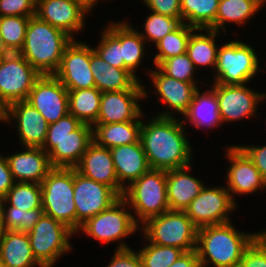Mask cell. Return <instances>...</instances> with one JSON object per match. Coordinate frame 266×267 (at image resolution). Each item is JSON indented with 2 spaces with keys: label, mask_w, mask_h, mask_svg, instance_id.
Returning <instances> with one entry per match:
<instances>
[{
  "label": "cell",
  "mask_w": 266,
  "mask_h": 267,
  "mask_svg": "<svg viewBox=\"0 0 266 267\" xmlns=\"http://www.w3.org/2000/svg\"><path fill=\"white\" fill-rule=\"evenodd\" d=\"M142 116L140 141L150 169L172 170L193 163V149L179 117ZM145 120V122H144Z\"/></svg>",
  "instance_id": "1"
},
{
  "label": "cell",
  "mask_w": 266,
  "mask_h": 267,
  "mask_svg": "<svg viewBox=\"0 0 266 267\" xmlns=\"http://www.w3.org/2000/svg\"><path fill=\"white\" fill-rule=\"evenodd\" d=\"M259 234L237 230L231 221L199 228L196 251L200 267H238Z\"/></svg>",
  "instance_id": "2"
},
{
  "label": "cell",
  "mask_w": 266,
  "mask_h": 267,
  "mask_svg": "<svg viewBox=\"0 0 266 267\" xmlns=\"http://www.w3.org/2000/svg\"><path fill=\"white\" fill-rule=\"evenodd\" d=\"M73 38L64 31L40 20L29 18L25 42L19 53L41 74H54L66 47Z\"/></svg>",
  "instance_id": "3"
},
{
  "label": "cell",
  "mask_w": 266,
  "mask_h": 267,
  "mask_svg": "<svg viewBox=\"0 0 266 267\" xmlns=\"http://www.w3.org/2000/svg\"><path fill=\"white\" fill-rule=\"evenodd\" d=\"M122 197L129 204L139 226L148 219L169 211L167 171L149 169L125 189Z\"/></svg>",
  "instance_id": "4"
},
{
  "label": "cell",
  "mask_w": 266,
  "mask_h": 267,
  "mask_svg": "<svg viewBox=\"0 0 266 267\" xmlns=\"http://www.w3.org/2000/svg\"><path fill=\"white\" fill-rule=\"evenodd\" d=\"M139 230L140 226L134 220L129 204L120 197L109 208L81 224L75 236L82 232L102 244L111 245L116 241L118 244L115 249H126L130 246L124 239L136 235Z\"/></svg>",
  "instance_id": "5"
},
{
  "label": "cell",
  "mask_w": 266,
  "mask_h": 267,
  "mask_svg": "<svg viewBox=\"0 0 266 267\" xmlns=\"http://www.w3.org/2000/svg\"><path fill=\"white\" fill-rule=\"evenodd\" d=\"M223 42L216 59L215 71L212 73L213 83L222 85H243L249 84L258 74L264 71L259 67V55L248 42L237 39H228ZM260 68V69H259ZM214 75V76H213Z\"/></svg>",
  "instance_id": "6"
},
{
  "label": "cell",
  "mask_w": 266,
  "mask_h": 267,
  "mask_svg": "<svg viewBox=\"0 0 266 267\" xmlns=\"http://www.w3.org/2000/svg\"><path fill=\"white\" fill-rule=\"evenodd\" d=\"M198 228L184 211H166L148 219L140 231L150 243L176 247L185 252L196 250Z\"/></svg>",
  "instance_id": "7"
},
{
  "label": "cell",
  "mask_w": 266,
  "mask_h": 267,
  "mask_svg": "<svg viewBox=\"0 0 266 267\" xmlns=\"http://www.w3.org/2000/svg\"><path fill=\"white\" fill-rule=\"evenodd\" d=\"M45 215L65 224L76 234L74 168H53L41 182Z\"/></svg>",
  "instance_id": "8"
},
{
  "label": "cell",
  "mask_w": 266,
  "mask_h": 267,
  "mask_svg": "<svg viewBox=\"0 0 266 267\" xmlns=\"http://www.w3.org/2000/svg\"><path fill=\"white\" fill-rule=\"evenodd\" d=\"M27 234L32 253L43 267H54L63 255L72 251L70 238H73L75 233L48 215L43 214Z\"/></svg>",
  "instance_id": "9"
},
{
  "label": "cell",
  "mask_w": 266,
  "mask_h": 267,
  "mask_svg": "<svg viewBox=\"0 0 266 267\" xmlns=\"http://www.w3.org/2000/svg\"><path fill=\"white\" fill-rule=\"evenodd\" d=\"M147 71L149 79L153 82V87L151 86L150 91L148 92L146 90V85L143 84L145 102L146 98L148 99L149 94L154 95L155 93L156 96L157 93L159 97L156 98H158L159 102L165 104L168 108H164V110H160L161 112H157L154 115L160 117H176V115L179 114L183 116V114L188 110L195 92L199 88H201L198 82H184L169 77L164 74L157 66H154Z\"/></svg>",
  "instance_id": "10"
},
{
  "label": "cell",
  "mask_w": 266,
  "mask_h": 267,
  "mask_svg": "<svg viewBox=\"0 0 266 267\" xmlns=\"http://www.w3.org/2000/svg\"><path fill=\"white\" fill-rule=\"evenodd\" d=\"M41 74L19 53L0 59V101L8 107L27 100Z\"/></svg>",
  "instance_id": "11"
},
{
  "label": "cell",
  "mask_w": 266,
  "mask_h": 267,
  "mask_svg": "<svg viewBox=\"0 0 266 267\" xmlns=\"http://www.w3.org/2000/svg\"><path fill=\"white\" fill-rule=\"evenodd\" d=\"M236 202L225 185L217 187L205 185L184 212L199 229L231 221L230 215L235 209L237 210Z\"/></svg>",
  "instance_id": "12"
},
{
  "label": "cell",
  "mask_w": 266,
  "mask_h": 267,
  "mask_svg": "<svg viewBox=\"0 0 266 267\" xmlns=\"http://www.w3.org/2000/svg\"><path fill=\"white\" fill-rule=\"evenodd\" d=\"M209 87L216 94L223 125L257 117L258 105L265 102L264 93L248 88V84L222 85L211 83Z\"/></svg>",
  "instance_id": "13"
},
{
  "label": "cell",
  "mask_w": 266,
  "mask_h": 267,
  "mask_svg": "<svg viewBox=\"0 0 266 267\" xmlns=\"http://www.w3.org/2000/svg\"><path fill=\"white\" fill-rule=\"evenodd\" d=\"M92 10L85 0H36V16L73 39L84 31L86 16Z\"/></svg>",
  "instance_id": "14"
},
{
  "label": "cell",
  "mask_w": 266,
  "mask_h": 267,
  "mask_svg": "<svg viewBox=\"0 0 266 267\" xmlns=\"http://www.w3.org/2000/svg\"><path fill=\"white\" fill-rule=\"evenodd\" d=\"M73 198L77 233L81 224L109 208L120 196L111 187L85 177L74 168Z\"/></svg>",
  "instance_id": "15"
},
{
  "label": "cell",
  "mask_w": 266,
  "mask_h": 267,
  "mask_svg": "<svg viewBox=\"0 0 266 267\" xmlns=\"http://www.w3.org/2000/svg\"><path fill=\"white\" fill-rule=\"evenodd\" d=\"M226 148V149H225ZM224 148L227 164L225 176L226 189L235 201V195H254L258 191L266 190V180L248 156L236 145ZM230 164V166H229Z\"/></svg>",
  "instance_id": "16"
},
{
  "label": "cell",
  "mask_w": 266,
  "mask_h": 267,
  "mask_svg": "<svg viewBox=\"0 0 266 267\" xmlns=\"http://www.w3.org/2000/svg\"><path fill=\"white\" fill-rule=\"evenodd\" d=\"M88 45L73 39L64 51L58 70L53 74L67 90L95 87Z\"/></svg>",
  "instance_id": "17"
},
{
  "label": "cell",
  "mask_w": 266,
  "mask_h": 267,
  "mask_svg": "<svg viewBox=\"0 0 266 267\" xmlns=\"http://www.w3.org/2000/svg\"><path fill=\"white\" fill-rule=\"evenodd\" d=\"M29 102L48 122L52 124L69 113L68 90L53 75H41L34 83Z\"/></svg>",
  "instance_id": "18"
},
{
  "label": "cell",
  "mask_w": 266,
  "mask_h": 267,
  "mask_svg": "<svg viewBox=\"0 0 266 267\" xmlns=\"http://www.w3.org/2000/svg\"><path fill=\"white\" fill-rule=\"evenodd\" d=\"M144 83L138 81L130 90L103 92L95 124H111L136 120L142 113Z\"/></svg>",
  "instance_id": "19"
},
{
  "label": "cell",
  "mask_w": 266,
  "mask_h": 267,
  "mask_svg": "<svg viewBox=\"0 0 266 267\" xmlns=\"http://www.w3.org/2000/svg\"><path fill=\"white\" fill-rule=\"evenodd\" d=\"M6 123L15 124L12 127L17 131L21 147L42 148L49 124L29 102L25 100L10 104L7 107Z\"/></svg>",
  "instance_id": "20"
},
{
  "label": "cell",
  "mask_w": 266,
  "mask_h": 267,
  "mask_svg": "<svg viewBox=\"0 0 266 267\" xmlns=\"http://www.w3.org/2000/svg\"><path fill=\"white\" fill-rule=\"evenodd\" d=\"M92 141V126L82 123L63 139H45L42 149L53 168H75Z\"/></svg>",
  "instance_id": "21"
},
{
  "label": "cell",
  "mask_w": 266,
  "mask_h": 267,
  "mask_svg": "<svg viewBox=\"0 0 266 267\" xmlns=\"http://www.w3.org/2000/svg\"><path fill=\"white\" fill-rule=\"evenodd\" d=\"M75 169L85 177L111 187L120 197L124 189L118 183L110 149L92 141Z\"/></svg>",
  "instance_id": "22"
},
{
  "label": "cell",
  "mask_w": 266,
  "mask_h": 267,
  "mask_svg": "<svg viewBox=\"0 0 266 267\" xmlns=\"http://www.w3.org/2000/svg\"><path fill=\"white\" fill-rule=\"evenodd\" d=\"M5 157L15 182L41 184L53 169L48 154L40 147L22 146L20 151Z\"/></svg>",
  "instance_id": "23"
},
{
  "label": "cell",
  "mask_w": 266,
  "mask_h": 267,
  "mask_svg": "<svg viewBox=\"0 0 266 267\" xmlns=\"http://www.w3.org/2000/svg\"><path fill=\"white\" fill-rule=\"evenodd\" d=\"M118 183L125 190L150 167L141 141L110 149Z\"/></svg>",
  "instance_id": "24"
},
{
  "label": "cell",
  "mask_w": 266,
  "mask_h": 267,
  "mask_svg": "<svg viewBox=\"0 0 266 267\" xmlns=\"http://www.w3.org/2000/svg\"><path fill=\"white\" fill-rule=\"evenodd\" d=\"M192 164L167 171V200L172 211H185L206 182L190 174Z\"/></svg>",
  "instance_id": "25"
},
{
  "label": "cell",
  "mask_w": 266,
  "mask_h": 267,
  "mask_svg": "<svg viewBox=\"0 0 266 267\" xmlns=\"http://www.w3.org/2000/svg\"><path fill=\"white\" fill-rule=\"evenodd\" d=\"M120 42L124 59V69L137 77V70L144 62L145 52L149 46L141 37L139 30L125 20L106 23L105 26Z\"/></svg>",
  "instance_id": "26"
},
{
  "label": "cell",
  "mask_w": 266,
  "mask_h": 267,
  "mask_svg": "<svg viewBox=\"0 0 266 267\" xmlns=\"http://www.w3.org/2000/svg\"><path fill=\"white\" fill-rule=\"evenodd\" d=\"M200 88L195 92L192 102L188 110L183 114L182 123L187 126V122L191 123L195 129L206 128V130H214L223 125L219 105L215 92L209 87L205 91Z\"/></svg>",
  "instance_id": "27"
},
{
  "label": "cell",
  "mask_w": 266,
  "mask_h": 267,
  "mask_svg": "<svg viewBox=\"0 0 266 267\" xmlns=\"http://www.w3.org/2000/svg\"><path fill=\"white\" fill-rule=\"evenodd\" d=\"M0 267H43L32 253L27 232L5 230L0 239Z\"/></svg>",
  "instance_id": "28"
},
{
  "label": "cell",
  "mask_w": 266,
  "mask_h": 267,
  "mask_svg": "<svg viewBox=\"0 0 266 267\" xmlns=\"http://www.w3.org/2000/svg\"><path fill=\"white\" fill-rule=\"evenodd\" d=\"M91 72L95 80V87L103 92L130 90L138 81L128 70L115 68L105 62L90 46Z\"/></svg>",
  "instance_id": "29"
},
{
  "label": "cell",
  "mask_w": 266,
  "mask_h": 267,
  "mask_svg": "<svg viewBox=\"0 0 266 267\" xmlns=\"http://www.w3.org/2000/svg\"><path fill=\"white\" fill-rule=\"evenodd\" d=\"M144 113L134 121L94 124L92 126L93 141L97 145L108 149L139 142Z\"/></svg>",
  "instance_id": "30"
},
{
  "label": "cell",
  "mask_w": 266,
  "mask_h": 267,
  "mask_svg": "<svg viewBox=\"0 0 266 267\" xmlns=\"http://www.w3.org/2000/svg\"><path fill=\"white\" fill-rule=\"evenodd\" d=\"M218 35L220 32L205 28H196L191 33L186 53L196 70L210 68L214 73L219 49L216 44Z\"/></svg>",
  "instance_id": "31"
},
{
  "label": "cell",
  "mask_w": 266,
  "mask_h": 267,
  "mask_svg": "<svg viewBox=\"0 0 266 267\" xmlns=\"http://www.w3.org/2000/svg\"><path fill=\"white\" fill-rule=\"evenodd\" d=\"M261 9L256 2L250 0H219L215 22L208 29L226 35L231 24L234 23L241 27L247 25L248 21L250 23L253 16H256Z\"/></svg>",
  "instance_id": "32"
},
{
  "label": "cell",
  "mask_w": 266,
  "mask_h": 267,
  "mask_svg": "<svg viewBox=\"0 0 266 267\" xmlns=\"http://www.w3.org/2000/svg\"><path fill=\"white\" fill-rule=\"evenodd\" d=\"M102 92L96 87L68 90L69 114L81 123L93 126L100 110Z\"/></svg>",
  "instance_id": "33"
},
{
  "label": "cell",
  "mask_w": 266,
  "mask_h": 267,
  "mask_svg": "<svg viewBox=\"0 0 266 267\" xmlns=\"http://www.w3.org/2000/svg\"><path fill=\"white\" fill-rule=\"evenodd\" d=\"M182 22L208 29L216 19L219 0H180Z\"/></svg>",
  "instance_id": "34"
},
{
  "label": "cell",
  "mask_w": 266,
  "mask_h": 267,
  "mask_svg": "<svg viewBox=\"0 0 266 267\" xmlns=\"http://www.w3.org/2000/svg\"><path fill=\"white\" fill-rule=\"evenodd\" d=\"M195 29L182 22L175 30L158 41L154 46L157 54L153 58V65L158 66L165 59L186 53L191 33Z\"/></svg>",
  "instance_id": "35"
},
{
  "label": "cell",
  "mask_w": 266,
  "mask_h": 267,
  "mask_svg": "<svg viewBox=\"0 0 266 267\" xmlns=\"http://www.w3.org/2000/svg\"><path fill=\"white\" fill-rule=\"evenodd\" d=\"M10 206L21 210L42 208L41 184L30 182H15L3 198Z\"/></svg>",
  "instance_id": "36"
},
{
  "label": "cell",
  "mask_w": 266,
  "mask_h": 267,
  "mask_svg": "<svg viewBox=\"0 0 266 267\" xmlns=\"http://www.w3.org/2000/svg\"><path fill=\"white\" fill-rule=\"evenodd\" d=\"M3 224L5 230H19L27 232L32 229L44 214L42 208L21 210L10 206L4 199L1 201Z\"/></svg>",
  "instance_id": "37"
},
{
  "label": "cell",
  "mask_w": 266,
  "mask_h": 267,
  "mask_svg": "<svg viewBox=\"0 0 266 267\" xmlns=\"http://www.w3.org/2000/svg\"><path fill=\"white\" fill-rule=\"evenodd\" d=\"M142 238L143 243L148 242L137 251L143 267H169L185 252L180 248L153 244L145 237Z\"/></svg>",
  "instance_id": "38"
},
{
  "label": "cell",
  "mask_w": 266,
  "mask_h": 267,
  "mask_svg": "<svg viewBox=\"0 0 266 267\" xmlns=\"http://www.w3.org/2000/svg\"><path fill=\"white\" fill-rule=\"evenodd\" d=\"M30 17L0 16V34L11 52H19L23 48Z\"/></svg>",
  "instance_id": "39"
},
{
  "label": "cell",
  "mask_w": 266,
  "mask_h": 267,
  "mask_svg": "<svg viewBox=\"0 0 266 267\" xmlns=\"http://www.w3.org/2000/svg\"><path fill=\"white\" fill-rule=\"evenodd\" d=\"M145 18L142 27L143 30H140L139 33L147 44H153H150V46H154L165 35L175 30L181 24L174 17L165 16L153 11Z\"/></svg>",
  "instance_id": "40"
},
{
  "label": "cell",
  "mask_w": 266,
  "mask_h": 267,
  "mask_svg": "<svg viewBox=\"0 0 266 267\" xmlns=\"http://www.w3.org/2000/svg\"><path fill=\"white\" fill-rule=\"evenodd\" d=\"M101 38L93 50L110 66L124 68L121 42L104 26Z\"/></svg>",
  "instance_id": "41"
},
{
  "label": "cell",
  "mask_w": 266,
  "mask_h": 267,
  "mask_svg": "<svg viewBox=\"0 0 266 267\" xmlns=\"http://www.w3.org/2000/svg\"><path fill=\"white\" fill-rule=\"evenodd\" d=\"M164 74L184 82H197V70L187 53L163 60L157 66Z\"/></svg>",
  "instance_id": "42"
},
{
  "label": "cell",
  "mask_w": 266,
  "mask_h": 267,
  "mask_svg": "<svg viewBox=\"0 0 266 267\" xmlns=\"http://www.w3.org/2000/svg\"><path fill=\"white\" fill-rule=\"evenodd\" d=\"M238 267H266V242L260 236L245 250Z\"/></svg>",
  "instance_id": "43"
},
{
  "label": "cell",
  "mask_w": 266,
  "mask_h": 267,
  "mask_svg": "<svg viewBox=\"0 0 266 267\" xmlns=\"http://www.w3.org/2000/svg\"><path fill=\"white\" fill-rule=\"evenodd\" d=\"M36 0H0V16H35Z\"/></svg>",
  "instance_id": "44"
},
{
  "label": "cell",
  "mask_w": 266,
  "mask_h": 267,
  "mask_svg": "<svg viewBox=\"0 0 266 267\" xmlns=\"http://www.w3.org/2000/svg\"><path fill=\"white\" fill-rule=\"evenodd\" d=\"M82 123L71 114L60 118L57 122L49 124L46 139H63L76 130Z\"/></svg>",
  "instance_id": "45"
},
{
  "label": "cell",
  "mask_w": 266,
  "mask_h": 267,
  "mask_svg": "<svg viewBox=\"0 0 266 267\" xmlns=\"http://www.w3.org/2000/svg\"><path fill=\"white\" fill-rule=\"evenodd\" d=\"M149 11L174 17L182 23L180 0H142Z\"/></svg>",
  "instance_id": "46"
},
{
  "label": "cell",
  "mask_w": 266,
  "mask_h": 267,
  "mask_svg": "<svg viewBox=\"0 0 266 267\" xmlns=\"http://www.w3.org/2000/svg\"><path fill=\"white\" fill-rule=\"evenodd\" d=\"M106 267H143L142 260L134 249H115Z\"/></svg>",
  "instance_id": "47"
},
{
  "label": "cell",
  "mask_w": 266,
  "mask_h": 267,
  "mask_svg": "<svg viewBox=\"0 0 266 267\" xmlns=\"http://www.w3.org/2000/svg\"><path fill=\"white\" fill-rule=\"evenodd\" d=\"M254 163L259 170L261 176L266 180V145L257 146L250 145H237Z\"/></svg>",
  "instance_id": "48"
},
{
  "label": "cell",
  "mask_w": 266,
  "mask_h": 267,
  "mask_svg": "<svg viewBox=\"0 0 266 267\" xmlns=\"http://www.w3.org/2000/svg\"><path fill=\"white\" fill-rule=\"evenodd\" d=\"M15 183L10 171L8 161L2 153H0V198L3 199L8 191Z\"/></svg>",
  "instance_id": "49"
},
{
  "label": "cell",
  "mask_w": 266,
  "mask_h": 267,
  "mask_svg": "<svg viewBox=\"0 0 266 267\" xmlns=\"http://www.w3.org/2000/svg\"><path fill=\"white\" fill-rule=\"evenodd\" d=\"M169 267H200L197 251L184 252Z\"/></svg>",
  "instance_id": "50"
},
{
  "label": "cell",
  "mask_w": 266,
  "mask_h": 267,
  "mask_svg": "<svg viewBox=\"0 0 266 267\" xmlns=\"http://www.w3.org/2000/svg\"><path fill=\"white\" fill-rule=\"evenodd\" d=\"M12 52L7 48V46L4 43V40L0 34V59H2L5 56H8Z\"/></svg>",
  "instance_id": "51"
},
{
  "label": "cell",
  "mask_w": 266,
  "mask_h": 267,
  "mask_svg": "<svg viewBox=\"0 0 266 267\" xmlns=\"http://www.w3.org/2000/svg\"><path fill=\"white\" fill-rule=\"evenodd\" d=\"M7 107L0 101V123L6 124Z\"/></svg>",
  "instance_id": "52"
},
{
  "label": "cell",
  "mask_w": 266,
  "mask_h": 267,
  "mask_svg": "<svg viewBox=\"0 0 266 267\" xmlns=\"http://www.w3.org/2000/svg\"><path fill=\"white\" fill-rule=\"evenodd\" d=\"M4 232H5V228L3 224V214H2V208L0 205V239L2 238Z\"/></svg>",
  "instance_id": "53"
},
{
  "label": "cell",
  "mask_w": 266,
  "mask_h": 267,
  "mask_svg": "<svg viewBox=\"0 0 266 267\" xmlns=\"http://www.w3.org/2000/svg\"><path fill=\"white\" fill-rule=\"evenodd\" d=\"M256 2L261 8H265L264 6L266 5V0H250Z\"/></svg>",
  "instance_id": "54"
},
{
  "label": "cell",
  "mask_w": 266,
  "mask_h": 267,
  "mask_svg": "<svg viewBox=\"0 0 266 267\" xmlns=\"http://www.w3.org/2000/svg\"><path fill=\"white\" fill-rule=\"evenodd\" d=\"M87 3H89L93 8L95 5L99 2V0H85ZM102 1V0H101ZM109 1V0H108Z\"/></svg>",
  "instance_id": "55"
},
{
  "label": "cell",
  "mask_w": 266,
  "mask_h": 267,
  "mask_svg": "<svg viewBox=\"0 0 266 267\" xmlns=\"http://www.w3.org/2000/svg\"><path fill=\"white\" fill-rule=\"evenodd\" d=\"M259 236L266 242V229L260 231Z\"/></svg>",
  "instance_id": "56"
},
{
  "label": "cell",
  "mask_w": 266,
  "mask_h": 267,
  "mask_svg": "<svg viewBox=\"0 0 266 267\" xmlns=\"http://www.w3.org/2000/svg\"><path fill=\"white\" fill-rule=\"evenodd\" d=\"M264 100H266V93H265V91H264Z\"/></svg>",
  "instance_id": "57"
}]
</instances>
